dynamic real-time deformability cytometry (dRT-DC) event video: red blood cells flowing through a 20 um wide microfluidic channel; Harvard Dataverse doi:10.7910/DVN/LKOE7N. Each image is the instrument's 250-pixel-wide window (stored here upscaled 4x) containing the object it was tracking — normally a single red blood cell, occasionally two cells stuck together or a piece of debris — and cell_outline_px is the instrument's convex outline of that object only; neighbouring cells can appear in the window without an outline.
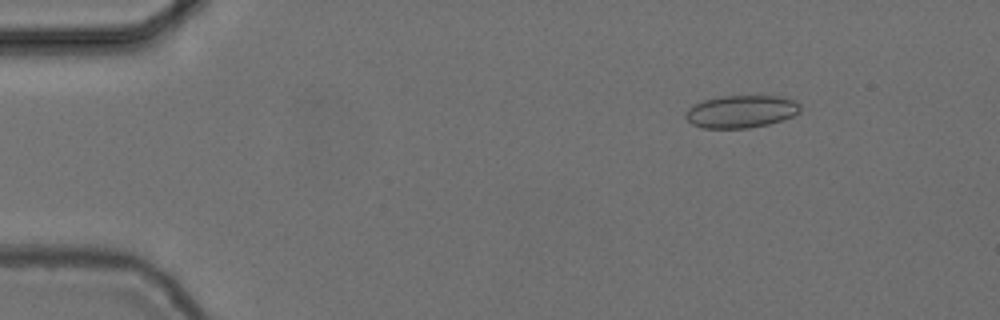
{"species": "common noctule bat (a hibernating species)", "species_latin": "Nyctalus noctula", "temperature_condition": "cold", "stored_images_in_passage": 56, "camera_frame_rate_fps": 3000, "um_per_image_px": 0.085, "animal": {"sex": "female", "body_mass_g": 24.6, "forearm_length_mm": 56.2}, "frame": {"image": 1, "passage_image": 8, "time_ms": 2.333, "image_size_px": [1000, 320], "cell_outline_px": [[800, 112], [792, 116], [768, 124], [748, 128], [700, 128], [692, 124], [684, 116], [688, 108], [704, 100], [720, 96], [780, 96], [796, 100], [800, 104]], "centroid_in_image_um": [63.0, 9.48], "position_along_channel_um": 22.0, "area_um2": 21.73}}
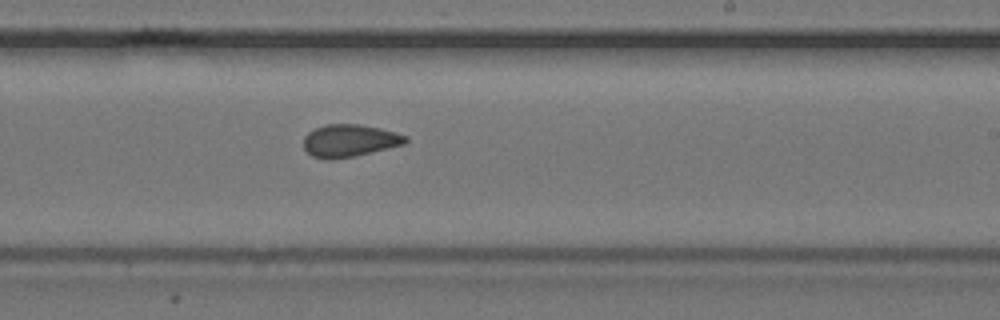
{"frame": {"image": 2, "passage_image": 34, "time_ms": 11.0, "image_size_px": [1000, 320], "cell_outline_px": [[408, 140], [404, 144], [356, 156], [332, 160], [328, 160], [312, 156], [304, 148], [304, 136], [308, 132], [324, 124], [360, 124], [380, 128], [396, 132], [408, 136]], "centroid_in_image_um": [29.71, 11.95], "position_along_channel_um": 259.3, "area_um2": 19.42}}
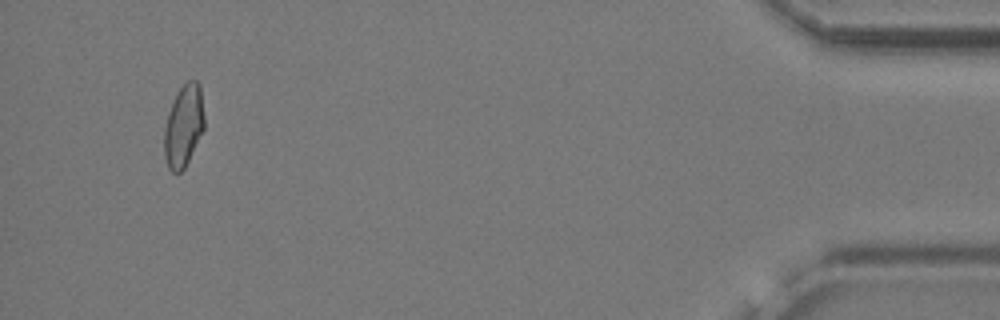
{"frame": {"image": 3, "passage_image": 53, "time_ms": 17.333, "image_size_px": [1000, 320], "cell_outline_px": [[204, 128], [184, 168], [180, 172], [172, 172], [168, 168], [164, 156], [164, 128], [168, 112], [180, 88], [188, 80], [196, 80], [200, 84], [204, 116]], "centroid_in_image_um": [15.6, 10.7], "position_along_channel_um": 419.6, "area_um2": 18.96}, "authors_computed_cell_mechanics": {"area_um2": 19.4208, "velocity_mm_per_s": 3.7212, "shape_relaxation_time_tau1_ms": null, "shape_relaxation_time_tau2_ms": 2.3855, "deformation_change_tau1": null, "deformation_change_tau2": 0.0549}}